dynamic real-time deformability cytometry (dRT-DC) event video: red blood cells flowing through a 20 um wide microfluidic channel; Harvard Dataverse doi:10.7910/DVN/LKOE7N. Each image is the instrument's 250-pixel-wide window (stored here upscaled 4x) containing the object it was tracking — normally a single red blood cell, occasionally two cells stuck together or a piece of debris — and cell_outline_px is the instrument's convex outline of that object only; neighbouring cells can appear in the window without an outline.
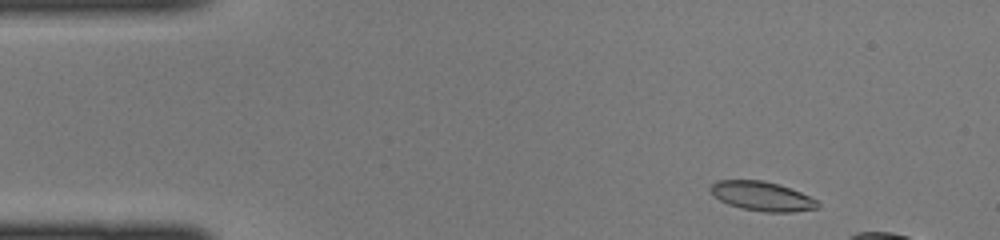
{"species": "common noctule bat (a hibernating species)", "species_latin": "Nyctalus noctula", "temperature_condition": "cold", "stored_images_in_passage": 9, "camera_frame_rate_fps": 3000, "um_per_image_px": 0.085, "animal": {"sex": "female", "body_mass_g": 22.0, "forearm_length_mm": 56.7}, "frame": {"image": 1, "passage_image": 2, "time_ms": 0.333, "image_size_px": [1000, 240], "cell_outline_px": [[820, 204], [816, 208], [792, 212], [764, 212], [740, 208], [728, 204], [720, 200], [708, 188], [716, 180], [764, 180], [800, 192], [816, 200]], "centroid_in_image_um": [64.74, 16.68], "position_along_channel_um": 20.3, "area_um2": 18.09}}